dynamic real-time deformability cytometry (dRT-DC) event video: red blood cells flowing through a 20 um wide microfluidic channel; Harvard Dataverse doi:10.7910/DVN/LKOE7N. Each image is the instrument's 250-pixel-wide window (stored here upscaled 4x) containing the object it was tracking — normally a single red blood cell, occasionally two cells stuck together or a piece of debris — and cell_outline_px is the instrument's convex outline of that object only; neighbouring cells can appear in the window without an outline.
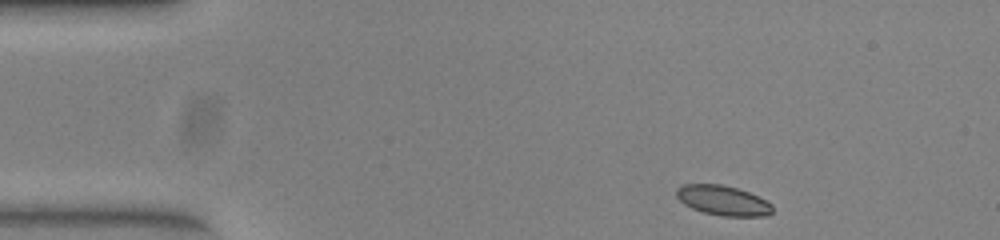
{"species": "common noctule bat (a hibernating species)", "species_latin": "Nyctalus noctula", "temperature_condition": "warm", "stored_images_in_passage": 46, "camera_frame_rate_fps": 3000, "um_per_image_px": 0.085, "animal": {"sex": "female", "body_mass_g": 23.0, "forearm_length_mm": 53.4}, "frame": {"image": 1, "passage_image": 1, "time_ms": 0.0, "image_size_px": [1000, 240], "cell_outline_px": [[772, 212], [768, 216], [720, 216], [704, 212], [692, 208], [684, 204], [676, 196], [676, 188], [684, 184], [720, 184], [736, 188], [748, 192], [772, 204]], "centroid_in_image_um": [61.43, 17.04], "position_along_channel_um": 23.6, "area_um2": 16.59}}
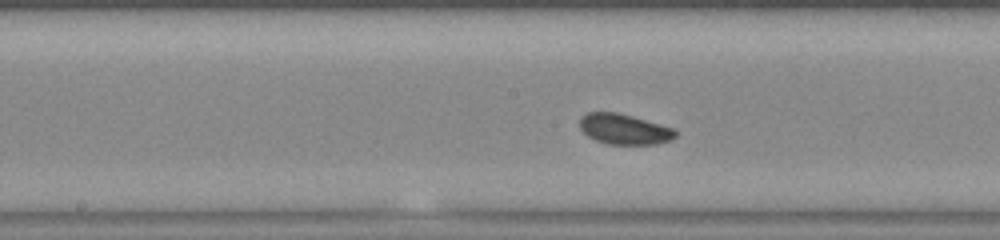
{"frame": {"image": 2, "passage_image": 20, "time_ms": 6.333, "image_size_px": [1000, 240], "cell_outline_px": [[676, 136], [672, 140], [656, 144], [608, 144], [596, 140], [588, 136], [580, 128], [580, 116], [588, 112], [616, 112], [632, 116], [672, 128], [676, 132]], "centroid_in_image_um": [53.04, 10.98], "position_along_channel_um": 195.2, "area_um2": 16.82}}
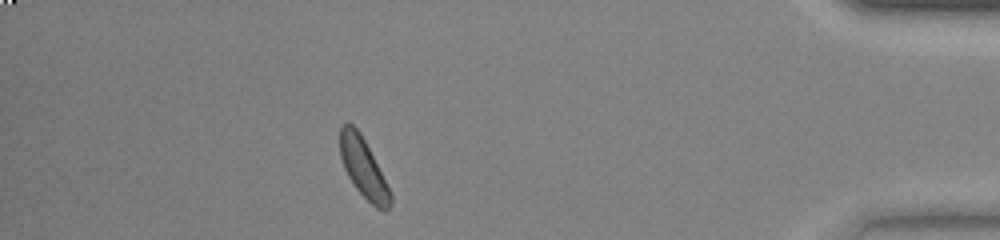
{"frame": {"image": 3, "passage_image": 40, "time_ms": 13.0, "image_size_px": [1000, 240], "cell_outline_px": [[392, 204], [384, 212], [376, 208], [356, 188], [348, 176], [344, 168], [340, 156], [340, 128], [344, 120], [348, 120], [360, 132], [392, 192]], "centroid_in_image_um": [30.89, 14.25], "position_along_channel_um": 404.3, "area_um2": 17.51}, "authors_computed_cell_mechanics": {"area_um2": 17.2244, "velocity_mm_per_s": 3.8874, "shape_relaxation_time_tau1_ms": 0.8844, "shape_relaxation_time_tau2_ms": 6.6438, "deformation_change_tau1": 0.037, "deformation_change_tau2": 0.0979}}